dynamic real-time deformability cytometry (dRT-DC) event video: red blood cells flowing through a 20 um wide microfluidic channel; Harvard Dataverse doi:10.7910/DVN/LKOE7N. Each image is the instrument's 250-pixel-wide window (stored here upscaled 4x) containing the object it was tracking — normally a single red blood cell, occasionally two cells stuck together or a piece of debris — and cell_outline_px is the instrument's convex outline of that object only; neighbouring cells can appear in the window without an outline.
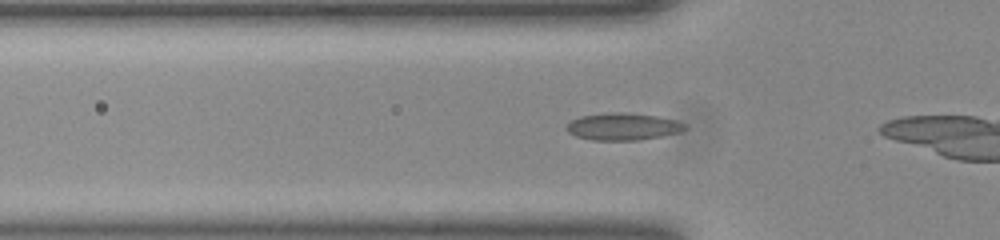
{"species": "common noctule bat (a hibernating species)", "species_latin": "Nyctalus noctula", "temperature_condition": "room temperature", "stored_images_in_passage": 19, "camera_frame_rate_fps": 3000, "um_per_image_px": 0.085, "animal": {"sex": "female", "body_mass_g": 23.0, "forearm_length_mm": 53.4}, "frame": {"image": 1, "passage_image": 10, "time_ms": 3.0, "image_size_px": [1000, 240], "cell_outline_px": [[688, 128], [680, 132], [660, 136], [636, 140], [592, 140], [576, 136], [568, 132], [564, 128], [572, 120], [580, 116], [612, 112], [624, 112], [656, 116], [676, 120], [688, 124]], "centroid_in_image_um": [52.96, 10.75], "position_along_channel_um": 72.8, "area_um2": 18.73}}
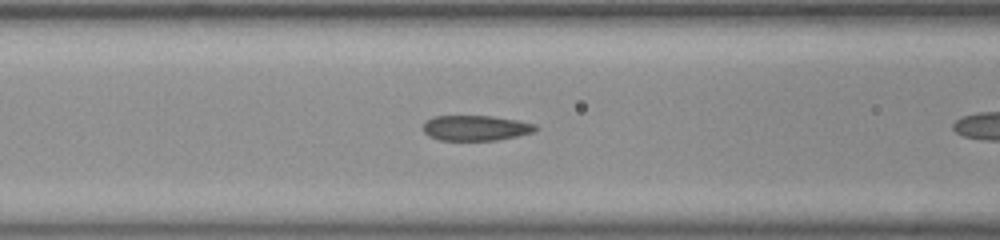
{"frame": {"image": 2, "passage_image": 14, "time_ms": 4.333, "image_size_px": [1000, 240], "cell_outline_px": [[540, 128], [536, 132], [496, 140], [440, 140], [428, 136], [424, 132], [424, 124], [428, 120], [436, 116], [492, 116], [516, 120], [536, 124]], "centroid_in_image_um": [40.49, 10.88], "position_along_channel_um": 126.1, "area_um2": 16.53}}
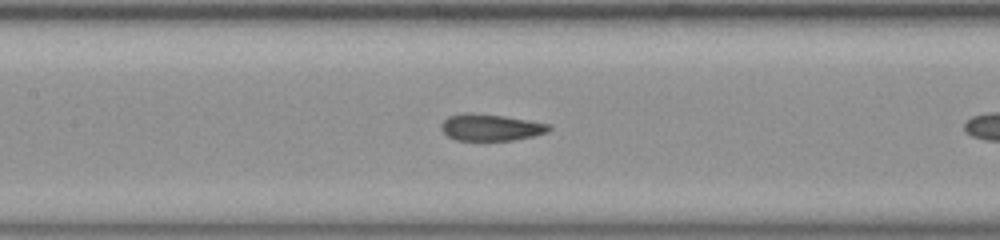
{"frame": {"image": 3, "passage_image": 17, "time_ms": 5.333, "image_size_px": [1000, 240], "cell_outline_px": [[552, 128], [548, 132], [532, 136], [512, 140], [456, 140], [448, 136], [440, 128], [440, 124], [448, 116], [504, 116], [552, 124]], "centroid_in_image_um": [41.79, 10.88], "position_along_channel_um": 165.6, "area_um2": 15.95}}